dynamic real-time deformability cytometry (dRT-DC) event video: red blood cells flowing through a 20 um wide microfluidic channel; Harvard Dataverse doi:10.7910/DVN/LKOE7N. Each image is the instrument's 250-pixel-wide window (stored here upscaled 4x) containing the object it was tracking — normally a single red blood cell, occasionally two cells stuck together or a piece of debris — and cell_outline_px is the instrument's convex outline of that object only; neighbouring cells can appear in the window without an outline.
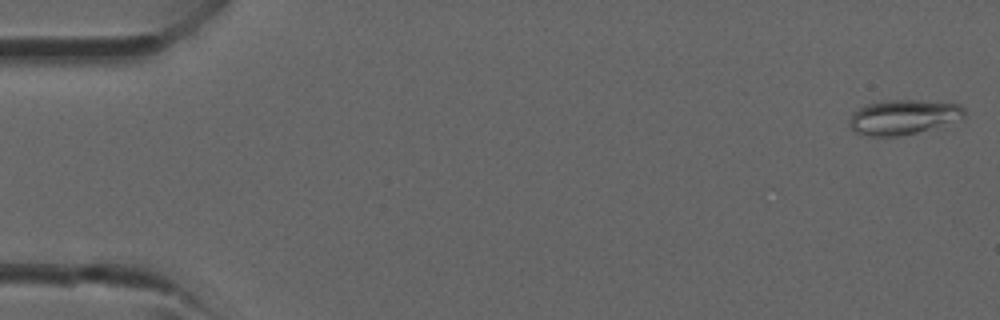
{"species": "common noctule bat (a hibernating species)", "species_latin": "Nyctalus noctula", "temperature_condition": "room temperature", "stored_images_in_passage": 8, "camera_frame_rate_fps": 3000, "um_per_image_px": 0.085, "animal": {"sex": "male", "forearm_length_mm": 52.5}, "frame": {"image": 1, "passage_image": 1, "time_ms": 0.0, "image_size_px": [1000, 320], "cell_outline_px": [[964, 120], [916, 132], [896, 136], [872, 136], [856, 132], [848, 124], [852, 112], [868, 104], [888, 100], [916, 100], [960, 104], [964, 108]], "centroid_in_image_um": [76.82, 9.95], "position_along_channel_um": 8.2, "area_um2": 23.18}}